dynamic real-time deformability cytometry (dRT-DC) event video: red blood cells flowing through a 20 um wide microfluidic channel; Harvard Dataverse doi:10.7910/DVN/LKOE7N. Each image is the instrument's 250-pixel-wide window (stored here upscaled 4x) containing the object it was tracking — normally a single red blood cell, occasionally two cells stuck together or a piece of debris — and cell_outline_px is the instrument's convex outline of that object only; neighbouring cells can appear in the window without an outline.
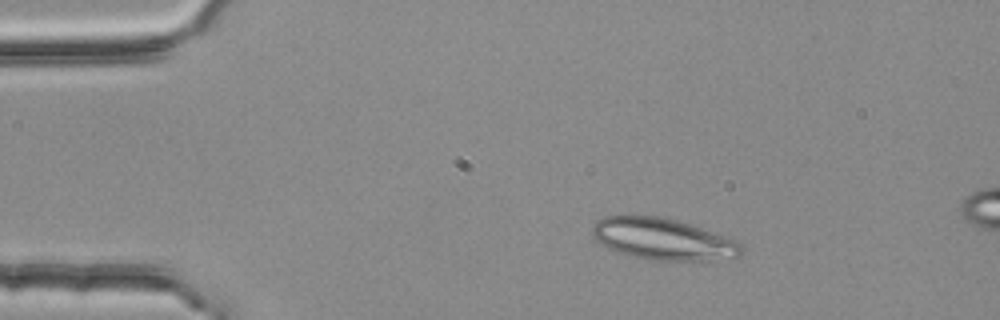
{"species": "common noctule bat (a hibernating species)", "species_latin": "Nyctalus noctula", "temperature_condition": "room temperature", "stored_images_in_passage": 15, "camera_frame_rate_fps": 3000, "um_per_image_px": 0.085, "animal": {"sex": "female", "body_mass_g": 25.1}, "frame": {"image": 1, "passage_image": 9, "time_ms": 2.667, "image_size_px": [1000, 320], "cell_outline_px": [[744, 248], [740, 256], [708, 260], [648, 260], [616, 252], [600, 244], [592, 236], [592, 228], [596, 220], [604, 216], [660, 216], [680, 220], [736, 240], [744, 244]], "centroid_in_image_um": [56.34, 20.32], "position_along_channel_um": 28.7, "area_um2": 36.36}}